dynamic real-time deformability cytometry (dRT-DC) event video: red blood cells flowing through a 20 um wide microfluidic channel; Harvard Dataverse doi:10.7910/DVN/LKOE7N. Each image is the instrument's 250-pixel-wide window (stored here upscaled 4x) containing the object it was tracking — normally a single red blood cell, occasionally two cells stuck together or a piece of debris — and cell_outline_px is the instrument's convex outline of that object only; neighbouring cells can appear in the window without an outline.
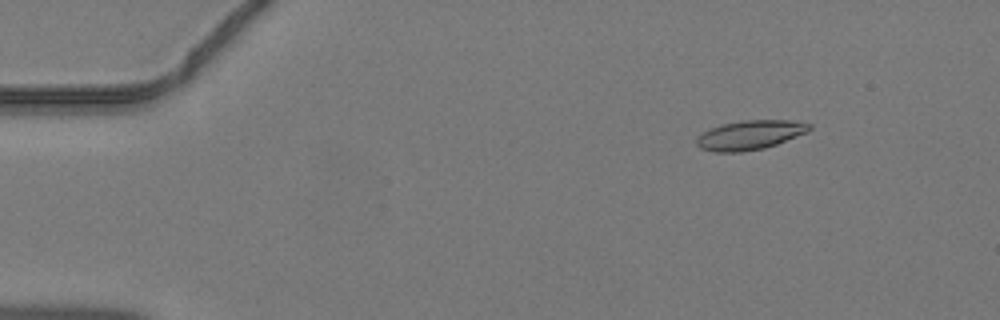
{"species": "common noctule bat (a hibernating species)", "species_latin": "Nyctalus noctula", "temperature_condition": "warm", "stored_images_in_passage": 12, "camera_frame_rate_fps": 3000, "um_per_image_px": 0.085, "animal": {"sex": "male", "body_mass_g": 19.2, "forearm_length_mm": 51.8}, "frame": {"image": 1, "passage_image": 7, "time_ms": 2.0, "image_size_px": [1000, 320], "cell_outline_px": [[812, 128], [808, 132], [776, 144], [764, 148], [740, 152], [716, 152], [700, 148], [696, 144], [696, 140], [708, 128], [720, 124], [740, 120], [792, 120], [812, 124]], "centroid_in_image_um": [63.76, 11.46], "position_along_channel_um": 21.2, "area_um2": 19.36}}